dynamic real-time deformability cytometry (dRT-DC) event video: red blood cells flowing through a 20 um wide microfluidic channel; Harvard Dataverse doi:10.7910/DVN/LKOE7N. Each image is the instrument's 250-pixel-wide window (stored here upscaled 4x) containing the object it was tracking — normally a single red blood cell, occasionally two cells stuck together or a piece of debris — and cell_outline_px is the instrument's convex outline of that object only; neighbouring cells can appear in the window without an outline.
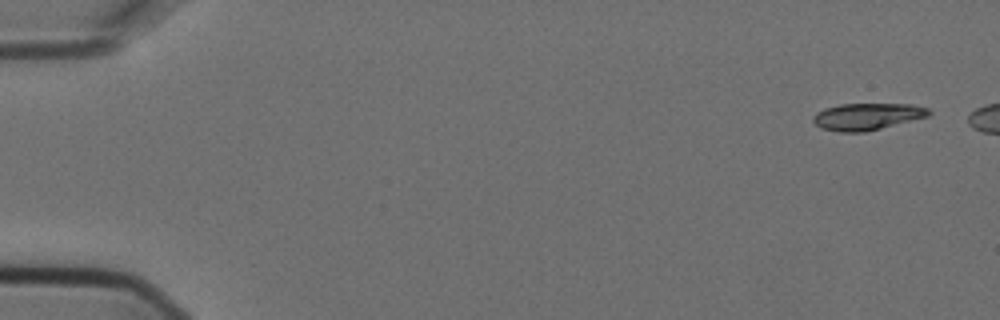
{"species": "Egyptian fruit bat (a non-hibernating species)", "species_latin": "Rousettus aegyptiacus", "temperature_condition": "cold", "stored_images_in_passage": 7, "camera_frame_rate_fps": 3000, "um_per_image_px": 0.085, "animal": {"sex": "female"}, "frame": {"image": 1, "passage_image": 1, "time_ms": 0.0, "image_size_px": [1000, 320], "cell_outline_px": [[932, 112], [928, 116], [864, 132], [840, 132], [820, 128], [812, 120], [812, 116], [816, 112], [824, 108], [840, 104], [912, 104], [928, 108]], "centroid_in_image_um": [73.67, 9.89], "position_along_channel_um": 11.3, "area_um2": 18.03}}
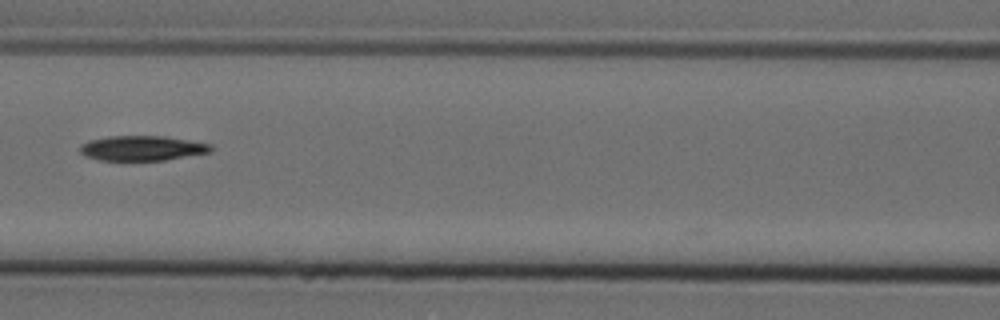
{"frame": {"image": 2, "passage_image": 7, "time_ms": 2.0, "image_size_px": [1000, 320], "cell_outline_px": [[212, 152], [164, 160], [100, 160], [84, 156], [80, 152], [80, 144], [88, 140], [108, 136], [164, 136], [212, 144]], "centroid_in_image_um": [12.06, 12.59], "position_along_channel_um": 154.5, "area_um2": 19.07}}